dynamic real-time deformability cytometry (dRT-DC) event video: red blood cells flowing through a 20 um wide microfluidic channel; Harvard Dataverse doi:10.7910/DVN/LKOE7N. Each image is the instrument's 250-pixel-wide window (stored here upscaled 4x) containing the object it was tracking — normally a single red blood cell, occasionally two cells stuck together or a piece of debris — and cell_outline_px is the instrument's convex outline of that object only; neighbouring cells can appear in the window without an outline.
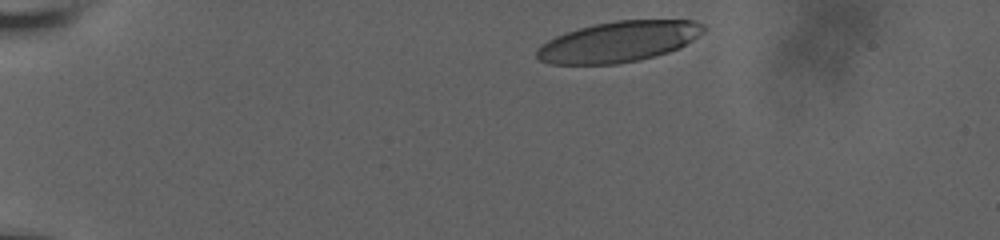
{"species": "human", "species_latin": "Homo sapiens", "temperature_condition": "room temperature", "stored_images_in_passage": 24, "camera_frame_rate_fps": 3000, "um_per_image_px": 0.085, "donor": {"sex": "male"}, "frame": {"image": 1, "passage_image": 1, "time_ms": 0.0, "image_size_px": [1000, 240], "cell_outline_px": [[708, 28], [704, 32], [680, 48], [668, 52], [640, 60], [616, 64], [552, 64], [540, 60], [536, 56], [536, 48], [540, 44], [564, 32], [596, 24], [616, 20], [692, 20], [704, 24]], "centroid_in_image_um": [52.6, 3.54], "position_along_channel_um": 32.4, "area_um2": 39.65}}
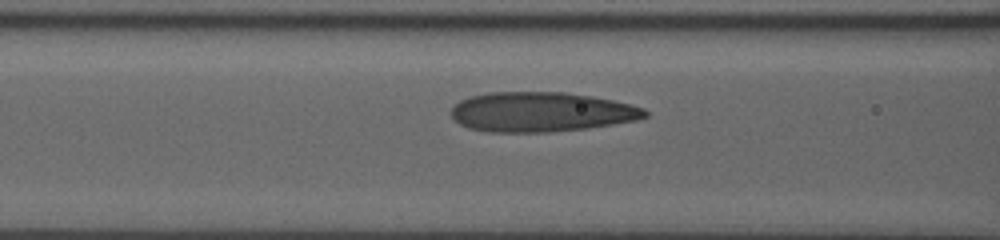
{"frame": {"image": 2, "passage_image": 14, "time_ms": 4.667, "image_size_px": [1000, 240], "cell_outline_px": [[648, 116], [636, 120], [588, 128], [548, 132], [488, 132], [468, 128], [460, 124], [452, 116], [452, 108], [460, 100], [468, 96], [488, 92], [564, 92], [592, 96], [612, 100], [644, 108], [648, 112]], "centroid_in_image_um": [45.98, 9.51], "position_along_channel_um": 120.6, "area_um2": 44.85}}
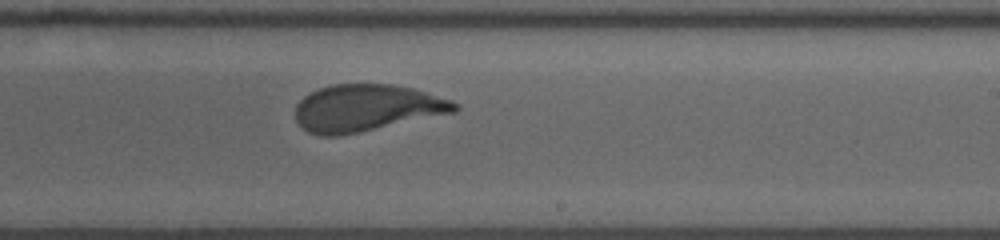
{"frame": {"image": 3, "passage_image": 24, "time_ms": 8.333, "image_size_px": [1000, 240], "cell_outline_px": [[460, 108], [456, 112], [340, 136], [320, 136], [308, 132], [296, 120], [296, 104], [304, 96], [320, 88], [332, 84], [392, 84], [412, 88], [452, 100], [460, 104]], "centroid_in_image_um": [31.17, 9.18], "position_along_channel_um": 257.8, "area_um2": 43.52}}